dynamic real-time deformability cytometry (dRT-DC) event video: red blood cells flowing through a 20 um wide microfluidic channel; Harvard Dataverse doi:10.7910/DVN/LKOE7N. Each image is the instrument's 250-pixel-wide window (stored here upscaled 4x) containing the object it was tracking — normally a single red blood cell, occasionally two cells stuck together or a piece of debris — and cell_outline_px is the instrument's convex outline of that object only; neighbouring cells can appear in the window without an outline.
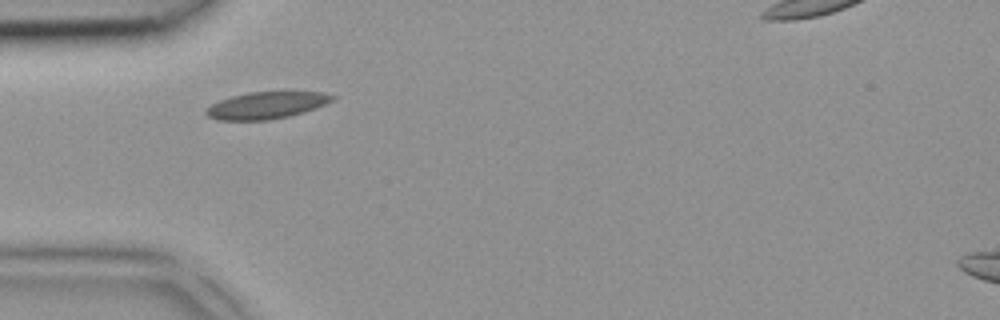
{"species": "common noctule bat (a hibernating species)", "species_latin": "Nyctalus noctula", "temperature_condition": "room temperature", "stored_images_in_passage": 3, "camera_frame_rate_fps": 3000, "um_per_image_px": 0.085, "animal": {"sex": "female", "body_mass_g": 18.4}, "frame": {"image": 1, "passage_image": 1, "time_ms": 0.0, "image_size_px": [1000, 320], "cell_outline_px": [[336, 96], [332, 100], [316, 108], [304, 112], [288, 116], [268, 120], [216, 120], [208, 116], [204, 112], [212, 104], [220, 100], [232, 96], [248, 92], [324, 92]], "centroid_in_image_um": [22.64, 8.95], "position_along_channel_um": 62.4, "area_um2": 19.65}}